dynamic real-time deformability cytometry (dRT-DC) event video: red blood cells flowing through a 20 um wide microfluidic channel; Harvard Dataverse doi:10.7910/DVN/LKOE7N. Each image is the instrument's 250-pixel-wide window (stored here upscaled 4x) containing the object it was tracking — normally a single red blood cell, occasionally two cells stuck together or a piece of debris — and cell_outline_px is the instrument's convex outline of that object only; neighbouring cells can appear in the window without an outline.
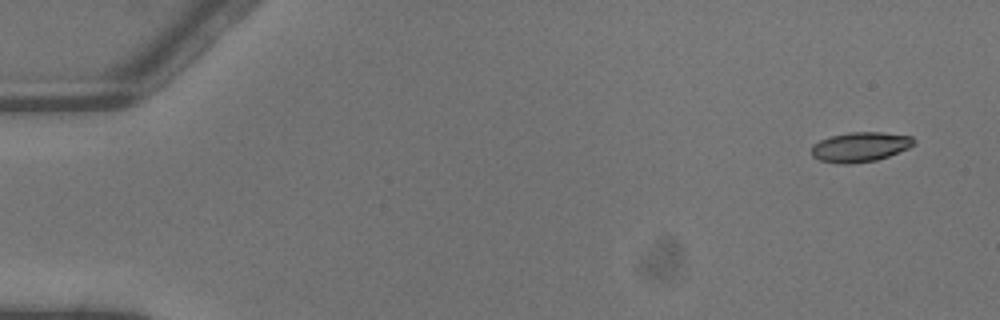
{"species": "common noctule bat (a hibernating species)", "species_latin": "Nyctalus noctula", "temperature_condition": "warm", "stored_images_in_passage": 3, "camera_frame_rate_fps": 3000, "um_per_image_px": 0.085, "animal": {"sex": "male", "body_mass_g": 13.3}, "frame": {"image": 1, "passage_image": 1, "time_ms": 0.0, "image_size_px": [1000, 320], "cell_outline_px": [[916, 144], [908, 148], [888, 156], [876, 160], [848, 164], [840, 164], [820, 160], [812, 156], [812, 144], [820, 140], [832, 136], [848, 132], [880, 132], [912, 136], [916, 140]], "centroid_in_image_um": [73.12, 12.48], "position_along_channel_um": 11.9, "area_um2": 17.74}}
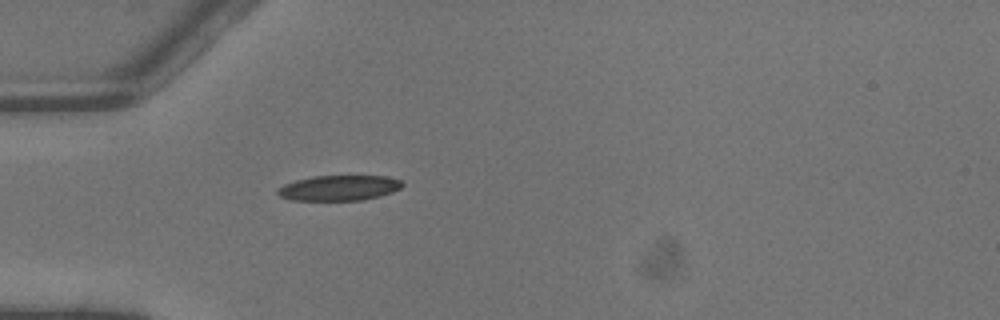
{"frame": {"image": 2, "passage_image": 3, "time_ms": 0.667, "image_size_px": [1000, 320], "cell_outline_px": [[404, 184], [400, 188], [392, 192], [380, 196], [360, 200], [292, 200], [280, 196], [276, 192], [276, 188], [284, 184], [296, 180], [312, 176], [388, 176], [400, 180]], "centroid_in_image_um": [28.8, 15.97], "position_along_channel_um": 56.2, "area_um2": 18.38}}